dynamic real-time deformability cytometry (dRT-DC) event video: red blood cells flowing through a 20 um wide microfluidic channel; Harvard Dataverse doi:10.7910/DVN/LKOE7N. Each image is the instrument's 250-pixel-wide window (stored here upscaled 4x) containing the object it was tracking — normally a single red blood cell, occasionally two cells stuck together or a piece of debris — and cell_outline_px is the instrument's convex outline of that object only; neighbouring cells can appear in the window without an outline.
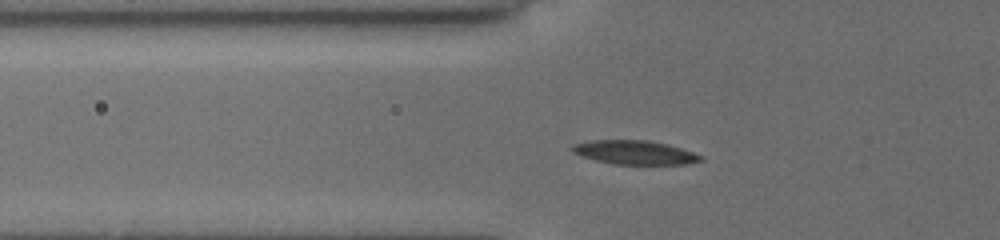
{"species": "common noctule bat (a hibernating species)", "species_latin": "Nyctalus noctula", "temperature_condition": "cold", "stored_images_in_passage": 36, "camera_frame_rate_fps": 3000, "um_per_image_px": 0.085, "animal": {"sex": "female", "body_mass_g": 19.5, "forearm_length_mm": 54.1}, "frame": {"image": 1, "passage_image": 2, "time_ms": 0.333, "image_size_px": [1000, 240], "cell_outline_px": [[704, 160], [688, 164], [612, 164], [580, 156], [572, 152], [568, 148], [572, 144], [588, 140], [648, 140], [668, 144], [704, 156]], "centroid_in_image_um": [53.91, 12.95], "position_along_channel_um": 71.9, "area_um2": 18.15}}
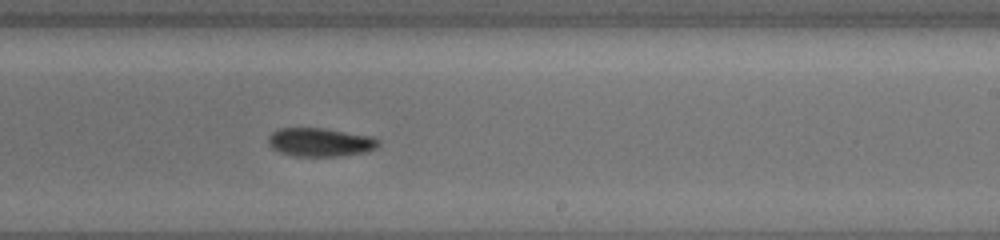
{"frame": {"image": 2, "passage_image": 17, "time_ms": 5.333, "image_size_px": [1000, 240], "cell_outline_px": [[380, 144], [376, 148], [364, 152], [344, 156], [292, 156], [280, 152], [272, 148], [268, 144], [268, 136], [272, 132], [280, 128], [324, 128], [372, 136], [380, 140]], "centroid_in_image_um": [27.22, 12.09], "position_along_channel_um": 261.8, "area_um2": 18.5}}
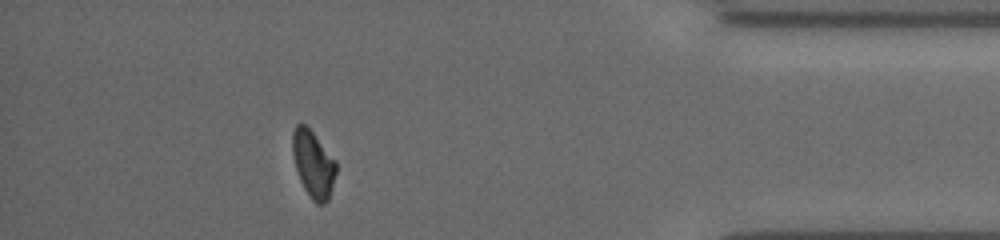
{"frame": {"image": 3, "passage_image": 31, "time_ms": 10.0, "image_size_px": [1000, 240], "cell_outline_px": [[336, 172], [328, 200], [324, 204], [316, 204], [312, 200], [304, 188], [300, 180], [296, 168], [292, 152], [292, 132], [296, 124], [304, 124], [312, 132], [336, 160]], "centroid_in_image_um": [26.62, 13.95], "position_along_channel_um": 408.6, "area_um2": 16.82}, "authors_computed_cell_mechanics": {"area_um2": 18.1781, "velocity_mm_per_s": 3.8692, "shape_relaxation_time_tau1_ms": 5.2659, "shape_relaxation_time_tau2_ms": null, "deformation_change_tau1": 0.1412, "deformation_change_tau2": null}}